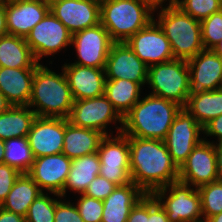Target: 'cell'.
I'll list each match as a JSON object with an SVG mask.
<instances>
[{"instance_id": "1", "label": "cell", "mask_w": 222, "mask_h": 222, "mask_svg": "<svg viewBox=\"0 0 222 222\" xmlns=\"http://www.w3.org/2000/svg\"><path fill=\"white\" fill-rule=\"evenodd\" d=\"M131 180L145 194L178 181L179 168L162 140L127 136Z\"/></svg>"}, {"instance_id": "2", "label": "cell", "mask_w": 222, "mask_h": 222, "mask_svg": "<svg viewBox=\"0 0 222 222\" xmlns=\"http://www.w3.org/2000/svg\"><path fill=\"white\" fill-rule=\"evenodd\" d=\"M182 108L173 101L148 94L123 117L122 133L164 141L173 120Z\"/></svg>"}, {"instance_id": "3", "label": "cell", "mask_w": 222, "mask_h": 222, "mask_svg": "<svg viewBox=\"0 0 222 222\" xmlns=\"http://www.w3.org/2000/svg\"><path fill=\"white\" fill-rule=\"evenodd\" d=\"M73 102L63 69L62 73L58 74L40 63L34 72L28 103L30 108L33 107L36 116L68 119Z\"/></svg>"}, {"instance_id": "4", "label": "cell", "mask_w": 222, "mask_h": 222, "mask_svg": "<svg viewBox=\"0 0 222 222\" xmlns=\"http://www.w3.org/2000/svg\"><path fill=\"white\" fill-rule=\"evenodd\" d=\"M154 12L143 0H100V23L113 42H126L154 19Z\"/></svg>"}, {"instance_id": "5", "label": "cell", "mask_w": 222, "mask_h": 222, "mask_svg": "<svg viewBox=\"0 0 222 222\" xmlns=\"http://www.w3.org/2000/svg\"><path fill=\"white\" fill-rule=\"evenodd\" d=\"M160 9L156 22L169 40L174 58L189 60L205 49L199 20L176 5Z\"/></svg>"}, {"instance_id": "6", "label": "cell", "mask_w": 222, "mask_h": 222, "mask_svg": "<svg viewBox=\"0 0 222 222\" xmlns=\"http://www.w3.org/2000/svg\"><path fill=\"white\" fill-rule=\"evenodd\" d=\"M147 84L152 95L173 101L185 107L191 94L187 60L172 59L148 67Z\"/></svg>"}, {"instance_id": "7", "label": "cell", "mask_w": 222, "mask_h": 222, "mask_svg": "<svg viewBox=\"0 0 222 222\" xmlns=\"http://www.w3.org/2000/svg\"><path fill=\"white\" fill-rule=\"evenodd\" d=\"M152 195L170 222H203L201 196L197 188L177 181L155 190Z\"/></svg>"}, {"instance_id": "8", "label": "cell", "mask_w": 222, "mask_h": 222, "mask_svg": "<svg viewBox=\"0 0 222 222\" xmlns=\"http://www.w3.org/2000/svg\"><path fill=\"white\" fill-rule=\"evenodd\" d=\"M109 134L102 139L97 151L101 163L99 175L117 186L126 185L132 182L128 138L122 132L113 138V133Z\"/></svg>"}, {"instance_id": "9", "label": "cell", "mask_w": 222, "mask_h": 222, "mask_svg": "<svg viewBox=\"0 0 222 222\" xmlns=\"http://www.w3.org/2000/svg\"><path fill=\"white\" fill-rule=\"evenodd\" d=\"M68 121L75 126L96 130L109 135L106 129L110 123L119 122L117 133L122 132L123 118L114 109L105 95L83 100H74Z\"/></svg>"}, {"instance_id": "10", "label": "cell", "mask_w": 222, "mask_h": 222, "mask_svg": "<svg viewBox=\"0 0 222 222\" xmlns=\"http://www.w3.org/2000/svg\"><path fill=\"white\" fill-rule=\"evenodd\" d=\"M26 43L39 63L44 56L60 52L71 45L72 34L51 11L38 22L25 38Z\"/></svg>"}, {"instance_id": "11", "label": "cell", "mask_w": 222, "mask_h": 222, "mask_svg": "<svg viewBox=\"0 0 222 222\" xmlns=\"http://www.w3.org/2000/svg\"><path fill=\"white\" fill-rule=\"evenodd\" d=\"M203 127L182 108L173 120L164 143L178 168L186 161L192 150L203 140L199 135Z\"/></svg>"}, {"instance_id": "12", "label": "cell", "mask_w": 222, "mask_h": 222, "mask_svg": "<svg viewBox=\"0 0 222 222\" xmlns=\"http://www.w3.org/2000/svg\"><path fill=\"white\" fill-rule=\"evenodd\" d=\"M114 42L101 23L72 34L71 45L76 48L78 61L73 64L105 69Z\"/></svg>"}, {"instance_id": "13", "label": "cell", "mask_w": 222, "mask_h": 222, "mask_svg": "<svg viewBox=\"0 0 222 222\" xmlns=\"http://www.w3.org/2000/svg\"><path fill=\"white\" fill-rule=\"evenodd\" d=\"M126 43L148 67L174 59L170 42L155 18Z\"/></svg>"}, {"instance_id": "14", "label": "cell", "mask_w": 222, "mask_h": 222, "mask_svg": "<svg viewBox=\"0 0 222 222\" xmlns=\"http://www.w3.org/2000/svg\"><path fill=\"white\" fill-rule=\"evenodd\" d=\"M203 140L179 168L178 181L198 188L218 180L214 142Z\"/></svg>"}, {"instance_id": "15", "label": "cell", "mask_w": 222, "mask_h": 222, "mask_svg": "<svg viewBox=\"0 0 222 222\" xmlns=\"http://www.w3.org/2000/svg\"><path fill=\"white\" fill-rule=\"evenodd\" d=\"M148 66L126 42H114L106 60V80L125 79L143 86L147 83Z\"/></svg>"}, {"instance_id": "16", "label": "cell", "mask_w": 222, "mask_h": 222, "mask_svg": "<svg viewBox=\"0 0 222 222\" xmlns=\"http://www.w3.org/2000/svg\"><path fill=\"white\" fill-rule=\"evenodd\" d=\"M50 11L71 34L100 23V0H56Z\"/></svg>"}, {"instance_id": "17", "label": "cell", "mask_w": 222, "mask_h": 222, "mask_svg": "<svg viewBox=\"0 0 222 222\" xmlns=\"http://www.w3.org/2000/svg\"><path fill=\"white\" fill-rule=\"evenodd\" d=\"M72 160L63 153L46 155L34 158L31 169L27 173L39 186L40 190L49 191L54 196L60 197Z\"/></svg>"}, {"instance_id": "18", "label": "cell", "mask_w": 222, "mask_h": 222, "mask_svg": "<svg viewBox=\"0 0 222 222\" xmlns=\"http://www.w3.org/2000/svg\"><path fill=\"white\" fill-rule=\"evenodd\" d=\"M65 118L36 117L27 135L34 158L62 153Z\"/></svg>"}, {"instance_id": "19", "label": "cell", "mask_w": 222, "mask_h": 222, "mask_svg": "<svg viewBox=\"0 0 222 222\" xmlns=\"http://www.w3.org/2000/svg\"><path fill=\"white\" fill-rule=\"evenodd\" d=\"M191 92L220 89L222 83V57L212 49H204L187 60Z\"/></svg>"}, {"instance_id": "20", "label": "cell", "mask_w": 222, "mask_h": 222, "mask_svg": "<svg viewBox=\"0 0 222 222\" xmlns=\"http://www.w3.org/2000/svg\"><path fill=\"white\" fill-rule=\"evenodd\" d=\"M49 11L50 4L40 0L6 1L8 34L26 38Z\"/></svg>"}, {"instance_id": "21", "label": "cell", "mask_w": 222, "mask_h": 222, "mask_svg": "<svg viewBox=\"0 0 222 222\" xmlns=\"http://www.w3.org/2000/svg\"><path fill=\"white\" fill-rule=\"evenodd\" d=\"M65 73L74 100L96 98L104 95L105 69L65 63L61 67Z\"/></svg>"}, {"instance_id": "22", "label": "cell", "mask_w": 222, "mask_h": 222, "mask_svg": "<svg viewBox=\"0 0 222 222\" xmlns=\"http://www.w3.org/2000/svg\"><path fill=\"white\" fill-rule=\"evenodd\" d=\"M35 69L0 67V92L11 105L28 106Z\"/></svg>"}, {"instance_id": "23", "label": "cell", "mask_w": 222, "mask_h": 222, "mask_svg": "<svg viewBox=\"0 0 222 222\" xmlns=\"http://www.w3.org/2000/svg\"><path fill=\"white\" fill-rule=\"evenodd\" d=\"M144 195L145 193L134 182L117 186L103 200L101 222H126L132 208Z\"/></svg>"}, {"instance_id": "24", "label": "cell", "mask_w": 222, "mask_h": 222, "mask_svg": "<svg viewBox=\"0 0 222 222\" xmlns=\"http://www.w3.org/2000/svg\"><path fill=\"white\" fill-rule=\"evenodd\" d=\"M104 137L105 135L101 132L75 126L65 119L62 153L71 160L96 153Z\"/></svg>"}, {"instance_id": "25", "label": "cell", "mask_w": 222, "mask_h": 222, "mask_svg": "<svg viewBox=\"0 0 222 222\" xmlns=\"http://www.w3.org/2000/svg\"><path fill=\"white\" fill-rule=\"evenodd\" d=\"M100 166L97 152L73 159L60 197L62 199L66 197V192L69 189L74 191L73 193L84 194L91 181L99 175Z\"/></svg>"}, {"instance_id": "26", "label": "cell", "mask_w": 222, "mask_h": 222, "mask_svg": "<svg viewBox=\"0 0 222 222\" xmlns=\"http://www.w3.org/2000/svg\"><path fill=\"white\" fill-rule=\"evenodd\" d=\"M39 64L25 38L10 34L0 37V67L36 68Z\"/></svg>"}, {"instance_id": "27", "label": "cell", "mask_w": 222, "mask_h": 222, "mask_svg": "<svg viewBox=\"0 0 222 222\" xmlns=\"http://www.w3.org/2000/svg\"><path fill=\"white\" fill-rule=\"evenodd\" d=\"M41 193L37 183L27 173H21L0 207L25 217L29 206Z\"/></svg>"}, {"instance_id": "28", "label": "cell", "mask_w": 222, "mask_h": 222, "mask_svg": "<svg viewBox=\"0 0 222 222\" xmlns=\"http://www.w3.org/2000/svg\"><path fill=\"white\" fill-rule=\"evenodd\" d=\"M184 108L204 127L222 114V89L191 92Z\"/></svg>"}, {"instance_id": "29", "label": "cell", "mask_w": 222, "mask_h": 222, "mask_svg": "<svg viewBox=\"0 0 222 222\" xmlns=\"http://www.w3.org/2000/svg\"><path fill=\"white\" fill-rule=\"evenodd\" d=\"M36 117L29 106L11 105L0 114V139L27 137Z\"/></svg>"}, {"instance_id": "30", "label": "cell", "mask_w": 222, "mask_h": 222, "mask_svg": "<svg viewBox=\"0 0 222 222\" xmlns=\"http://www.w3.org/2000/svg\"><path fill=\"white\" fill-rule=\"evenodd\" d=\"M141 86L125 79L106 80L104 95L123 118L141 99Z\"/></svg>"}, {"instance_id": "31", "label": "cell", "mask_w": 222, "mask_h": 222, "mask_svg": "<svg viewBox=\"0 0 222 222\" xmlns=\"http://www.w3.org/2000/svg\"><path fill=\"white\" fill-rule=\"evenodd\" d=\"M4 164L15 168L20 173H28L34 157L27 137L11 138L4 141Z\"/></svg>"}, {"instance_id": "32", "label": "cell", "mask_w": 222, "mask_h": 222, "mask_svg": "<svg viewBox=\"0 0 222 222\" xmlns=\"http://www.w3.org/2000/svg\"><path fill=\"white\" fill-rule=\"evenodd\" d=\"M197 189L201 196L203 222L222 212V181L216 180Z\"/></svg>"}, {"instance_id": "33", "label": "cell", "mask_w": 222, "mask_h": 222, "mask_svg": "<svg viewBox=\"0 0 222 222\" xmlns=\"http://www.w3.org/2000/svg\"><path fill=\"white\" fill-rule=\"evenodd\" d=\"M56 201L47 193H41L29 206L26 222H54Z\"/></svg>"}, {"instance_id": "34", "label": "cell", "mask_w": 222, "mask_h": 222, "mask_svg": "<svg viewBox=\"0 0 222 222\" xmlns=\"http://www.w3.org/2000/svg\"><path fill=\"white\" fill-rule=\"evenodd\" d=\"M176 6L199 21L222 9L219 0H178Z\"/></svg>"}, {"instance_id": "35", "label": "cell", "mask_w": 222, "mask_h": 222, "mask_svg": "<svg viewBox=\"0 0 222 222\" xmlns=\"http://www.w3.org/2000/svg\"><path fill=\"white\" fill-rule=\"evenodd\" d=\"M200 23L203 46L205 49H213L222 40V9Z\"/></svg>"}, {"instance_id": "36", "label": "cell", "mask_w": 222, "mask_h": 222, "mask_svg": "<svg viewBox=\"0 0 222 222\" xmlns=\"http://www.w3.org/2000/svg\"><path fill=\"white\" fill-rule=\"evenodd\" d=\"M81 197L75 203L84 222H101L103 201L80 194Z\"/></svg>"}, {"instance_id": "37", "label": "cell", "mask_w": 222, "mask_h": 222, "mask_svg": "<svg viewBox=\"0 0 222 222\" xmlns=\"http://www.w3.org/2000/svg\"><path fill=\"white\" fill-rule=\"evenodd\" d=\"M117 187L116 184L107 180L101 175H97L89 184L84 194L88 197L105 200Z\"/></svg>"}, {"instance_id": "38", "label": "cell", "mask_w": 222, "mask_h": 222, "mask_svg": "<svg viewBox=\"0 0 222 222\" xmlns=\"http://www.w3.org/2000/svg\"><path fill=\"white\" fill-rule=\"evenodd\" d=\"M54 222H84L76 205L62 199L56 201Z\"/></svg>"}, {"instance_id": "39", "label": "cell", "mask_w": 222, "mask_h": 222, "mask_svg": "<svg viewBox=\"0 0 222 222\" xmlns=\"http://www.w3.org/2000/svg\"><path fill=\"white\" fill-rule=\"evenodd\" d=\"M20 172L7 164H0V206L6 200Z\"/></svg>"}, {"instance_id": "40", "label": "cell", "mask_w": 222, "mask_h": 222, "mask_svg": "<svg viewBox=\"0 0 222 222\" xmlns=\"http://www.w3.org/2000/svg\"><path fill=\"white\" fill-rule=\"evenodd\" d=\"M126 222H148V194L135 204Z\"/></svg>"}, {"instance_id": "41", "label": "cell", "mask_w": 222, "mask_h": 222, "mask_svg": "<svg viewBox=\"0 0 222 222\" xmlns=\"http://www.w3.org/2000/svg\"><path fill=\"white\" fill-rule=\"evenodd\" d=\"M148 222H170L165 210L152 194H148Z\"/></svg>"}, {"instance_id": "42", "label": "cell", "mask_w": 222, "mask_h": 222, "mask_svg": "<svg viewBox=\"0 0 222 222\" xmlns=\"http://www.w3.org/2000/svg\"><path fill=\"white\" fill-rule=\"evenodd\" d=\"M207 136L217 137V141L222 142V114L212 119L203 127V133Z\"/></svg>"}, {"instance_id": "43", "label": "cell", "mask_w": 222, "mask_h": 222, "mask_svg": "<svg viewBox=\"0 0 222 222\" xmlns=\"http://www.w3.org/2000/svg\"><path fill=\"white\" fill-rule=\"evenodd\" d=\"M0 222H26L25 217L9 212L0 207Z\"/></svg>"}, {"instance_id": "44", "label": "cell", "mask_w": 222, "mask_h": 222, "mask_svg": "<svg viewBox=\"0 0 222 222\" xmlns=\"http://www.w3.org/2000/svg\"><path fill=\"white\" fill-rule=\"evenodd\" d=\"M7 34L6 1L0 0V37Z\"/></svg>"}, {"instance_id": "45", "label": "cell", "mask_w": 222, "mask_h": 222, "mask_svg": "<svg viewBox=\"0 0 222 222\" xmlns=\"http://www.w3.org/2000/svg\"><path fill=\"white\" fill-rule=\"evenodd\" d=\"M214 149L216 152L217 176L218 180L222 181V142L214 143Z\"/></svg>"}, {"instance_id": "46", "label": "cell", "mask_w": 222, "mask_h": 222, "mask_svg": "<svg viewBox=\"0 0 222 222\" xmlns=\"http://www.w3.org/2000/svg\"><path fill=\"white\" fill-rule=\"evenodd\" d=\"M147 4H149L155 11L158 10L159 8H162L164 5L163 3H166L165 1L167 0H143ZM169 4H166L168 6H175L178 2V0H168Z\"/></svg>"}, {"instance_id": "47", "label": "cell", "mask_w": 222, "mask_h": 222, "mask_svg": "<svg viewBox=\"0 0 222 222\" xmlns=\"http://www.w3.org/2000/svg\"><path fill=\"white\" fill-rule=\"evenodd\" d=\"M11 104L7 101L6 97L0 92V114L5 112Z\"/></svg>"}, {"instance_id": "48", "label": "cell", "mask_w": 222, "mask_h": 222, "mask_svg": "<svg viewBox=\"0 0 222 222\" xmlns=\"http://www.w3.org/2000/svg\"><path fill=\"white\" fill-rule=\"evenodd\" d=\"M4 156H5V144L4 140L0 139V164L4 163Z\"/></svg>"}, {"instance_id": "49", "label": "cell", "mask_w": 222, "mask_h": 222, "mask_svg": "<svg viewBox=\"0 0 222 222\" xmlns=\"http://www.w3.org/2000/svg\"><path fill=\"white\" fill-rule=\"evenodd\" d=\"M205 222H222V212L209 217Z\"/></svg>"}, {"instance_id": "50", "label": "cell", "mask_w": 222, "mask_h": 222, "mask_svg": "<svg viewBox=\"0 0 222 222\" xmlns=\"http://www.w3.org/2000/svg\"><path fill=\"white\" fill-rule=\"evenodd\" d=\"M217 55L222 57V40L212 49Z\"/></svg>"}, {"instance_id": "51", "label": "cell", "mask_w": 222, "mask_h": 222, "mask_svg": "<svg viewBox=\"0 0 222 222\" xmlns=\"http://www.w3.org/2000/svg\"><path fill=\"white\" fill-rule=\"evenodd\" d=\"M42 2H45V3H48V4H51L52 2L56 1V0H40Z\"/></svg>"}]
</instances>
